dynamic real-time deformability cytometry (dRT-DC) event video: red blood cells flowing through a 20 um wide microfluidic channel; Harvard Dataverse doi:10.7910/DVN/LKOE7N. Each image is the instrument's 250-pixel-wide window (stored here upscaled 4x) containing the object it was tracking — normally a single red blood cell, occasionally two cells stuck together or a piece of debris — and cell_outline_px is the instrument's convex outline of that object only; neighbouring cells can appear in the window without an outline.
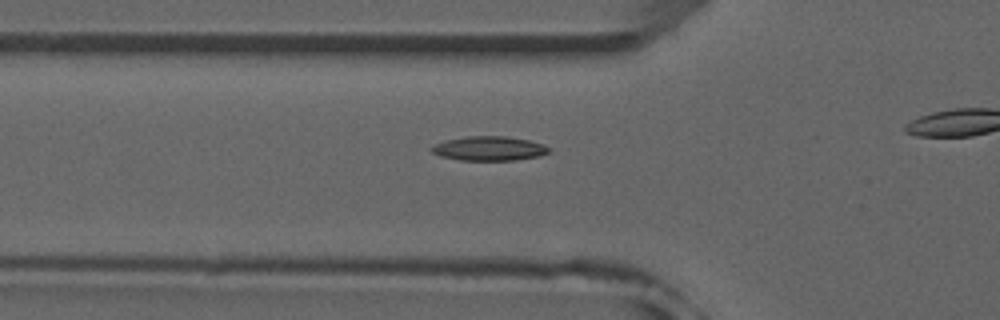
{"species": "common noctule bat (a hibernating species)", "species_latin": "Nyctalus noctula", "temperature_condition": "room temperature", "stored_images_in_passage": 34, "camera_frame_rate_fps": 3000, "um_per_image_px": 0.085, "animal": {"sex": "male", "forearm_length_mm": 52.5}, "frame": {"image": 1, "passage_image": 15, "time_ms": 4.667, "image_size_px": [1000, 320], "cell_outline_px": [[552, 148], [548, 152], [540, 156], [516, 160], [460, 160], [440, 156], [432, 152], [428, 148], [432, 144], [444, 140], [468, 136], [508, 136], [528, 140], [544, 144]], "centroid_in_image_um": [41.55, 12.61], "position_along_channel_um": 84.2, "area_um2": 16.88}}
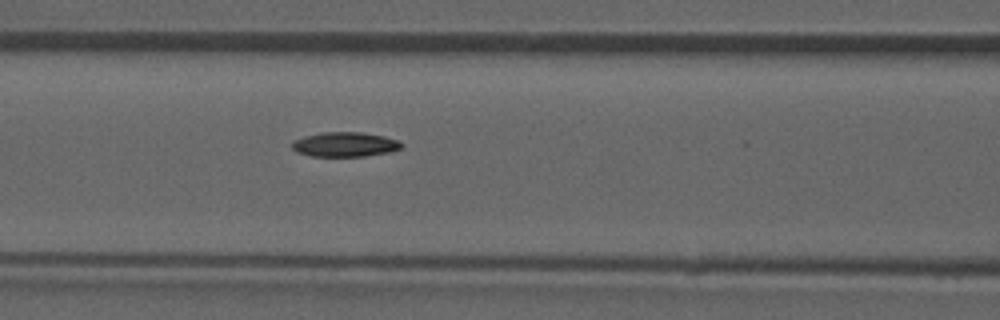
{"frame": {"image": 2, "passage_image": 19, "time_ms": 6.0, "image_size_px": [1000, 320], "cell_outline_px": [[404, 144], [400, 148], [388, 152], [364, 156], [312, 156], [296, 152], [292, 148], [292, 140], [304, 136], [324, 132], [360, 132], [384, 136], [400, 140]], "centroid_in_image_um": [29.31, 12.27], "position_along_channel_um": 137.3, "area_um2": 15.72}}